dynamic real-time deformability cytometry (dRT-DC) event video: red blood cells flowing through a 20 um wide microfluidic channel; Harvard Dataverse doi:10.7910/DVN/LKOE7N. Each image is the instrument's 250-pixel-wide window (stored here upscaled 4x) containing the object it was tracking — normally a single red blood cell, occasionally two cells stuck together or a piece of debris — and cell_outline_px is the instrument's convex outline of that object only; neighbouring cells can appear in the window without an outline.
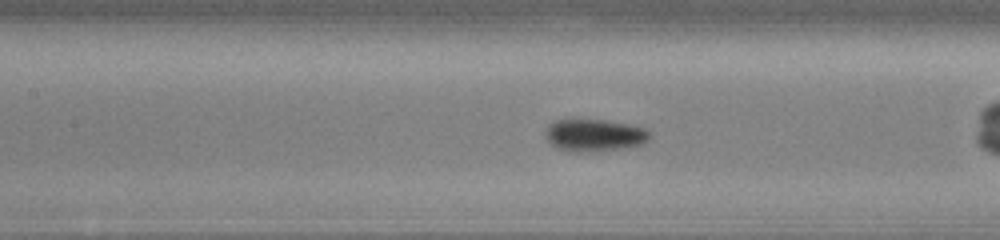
{"species": "common noctule bat (a hibernating species)", "species_latin": "Nyctalus noctula", "temperature_condition": "cold", "stored_images_in_passage": 33, "camera_frame_rate_fps": 3000, "um_per_image_px": 0.085, "animal": {"sex": "male", "body_mass_g": 13.0, "forearm_length_mm": 53.1}, "frame": {"image": 1, "passage_image": 10, "time_ms": 3.0, "image_size_px": [1000, 240], "cell_outline_px": [[652, 136], [644, 144], [620, 148], [592, 152], [568, 152], [556, 148], [544, 136], [544, 132], [556, 120], [604, 120], [628, 124], [644, 128]], "centroid_in_image_um": [50.52, 11.51], "position_along_channel_um": 156.9, "area_um2": 19.54}}